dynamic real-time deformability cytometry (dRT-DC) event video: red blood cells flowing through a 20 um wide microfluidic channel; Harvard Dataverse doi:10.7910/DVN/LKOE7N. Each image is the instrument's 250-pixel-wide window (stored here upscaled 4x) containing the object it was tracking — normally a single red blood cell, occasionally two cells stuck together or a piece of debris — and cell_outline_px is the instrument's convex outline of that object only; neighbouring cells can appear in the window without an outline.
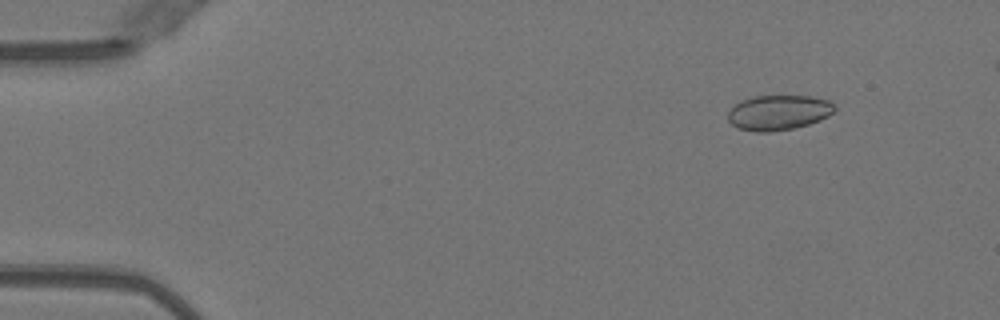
{"species": "Egyptian fruit bat (a non-hibernating species)", "species_latin": "Rousettus aegyptiacus", "temperature_condition": "warm", "stored_images_in_passage": 50, "camera_frame_rate_fps": 3000, "um_per_image_px": 0.085, "animal": {"sex": "female"}, "frame": {"image": 1, "passage_image": 6, "time_ms": 1.667, "image_size_px": [1000, 320], "cell_outline_px": [[836, 108], [828, 116], [820, 120], [808, 124], [792, 128], [772, 132], [756, 132], [736, 128], [728, 120], [728, 112], [740, 100], [752, 96], [812, 96], [828, 100], [836, 104]], "centroid_in_image_um": [66.17, 9.56], "position_along_channel_um": 18.8, "area_um2": 21.91}}
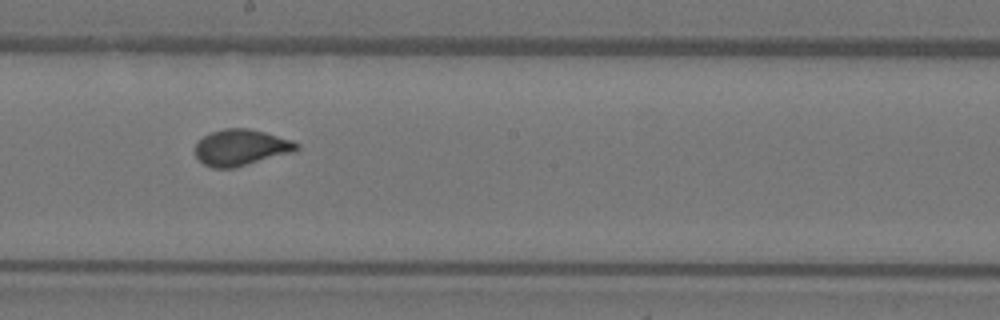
{"frame": {"image": 2, "passage_image": 29, "time_ms": 9.333, "image_size_px": [1000, 320], "cell_outline_px": [[300, 148], [292, 152], [232, 168], [212, 168], [204, 164], [196, 156], [196, 140], [212, 132], [224, 128], [248, 128], [264, 132], [292, 140], [300, 144]], "centroid_in_image_um": [20.47, 12.52], "position_along_channel_um": 227.7, "area_um2": 21.21}}
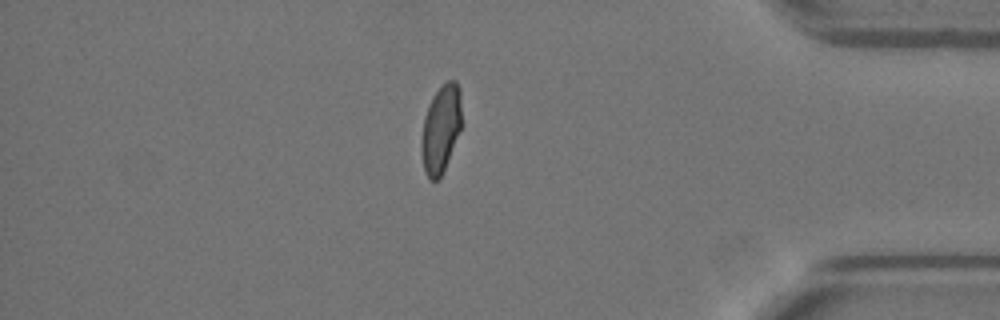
{"frame": {"image": 3, "passage_image": 44, "time_ms": 14.333, "image_size_px": [1000, 320], "cell_outline_px": [[460, 128], [440, 180], [428, 180], [424, 168], [420, 152], [420, 144], [424, 116], [432, 96], [448, 80], [456, 80], [460, 88]], "centroid_in_image_um": [37.43, 10.98], "position_along_channel_um": 397.8, "area_um2": 20.4}}